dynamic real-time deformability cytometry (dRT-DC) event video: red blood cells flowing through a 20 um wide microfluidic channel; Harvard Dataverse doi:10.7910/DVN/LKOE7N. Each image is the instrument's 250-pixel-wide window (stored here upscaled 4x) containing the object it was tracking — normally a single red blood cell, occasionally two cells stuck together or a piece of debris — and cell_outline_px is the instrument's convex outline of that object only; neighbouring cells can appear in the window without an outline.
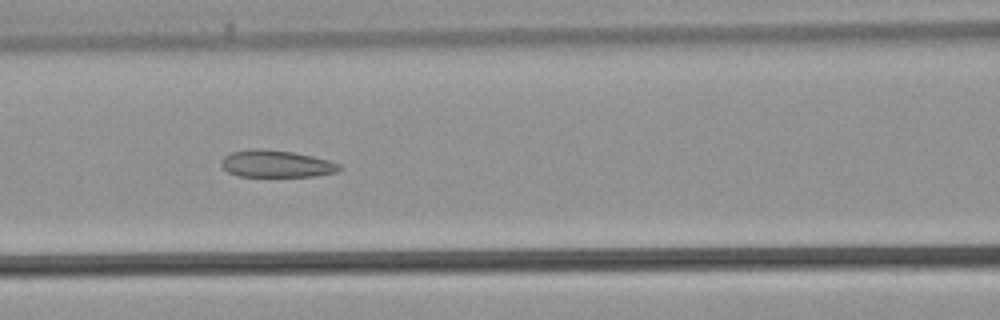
{"species": "common noctule bat (a hibernating species)", "species_latin": "Nyctalus noctula", "temperature_condition": "warm", "stored_images_in_passage": 35, "camera_frame_rate_fps": 3000, "um_per_image_px": 0.085, "animal": {"sex": "male", "body_mass_g": 21.5, "forearm_length_mm": 52.0}, "frame": {"image": 1, "passage_image": 10, "time_ms": 3.0, "image_size_px": [1000, 320], "cell_outline_px": [[344, 168], [336, 172], [312, 176], [240, 176], [228, 172], [220, 164], [220, 160], [224, 156], [232, 152], [252, 148], [260, 148], [292, 152], [312, 156], [328, 160], [340, 164]], "centroid_in_image_um": [23.47, 13.92], "position_along_channel_um": 143.1, "area_um2": 18.61}}
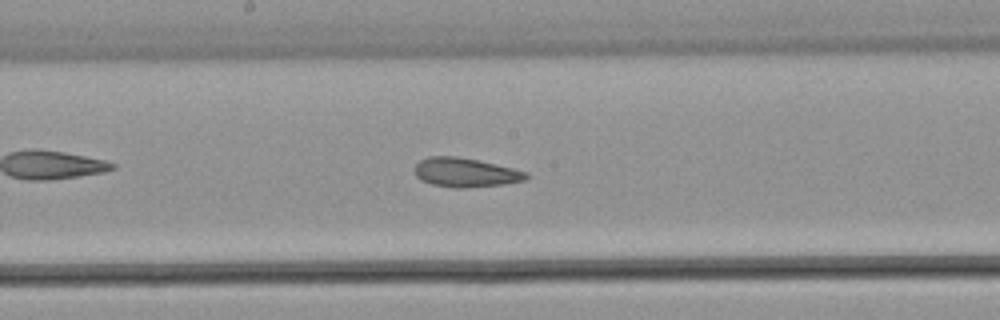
{"frame": {"image": 2, "passage_image": 14, "time_ms": 4.333, "image_size_px": [1000, 320], "cell_outline_px": [[528, 176], [524, 180], [504, 184], [464, 188], [452, 188], [432, 184], [420, 180], [416, 176], [416, 164], [420, 160], [428, 156], [456, 156], [496, 164], [528, 172]], "centroid_in_image_um": [39.55, 14.66], "position_along_channel_um": 208.7, "area_um2": 18.84}}
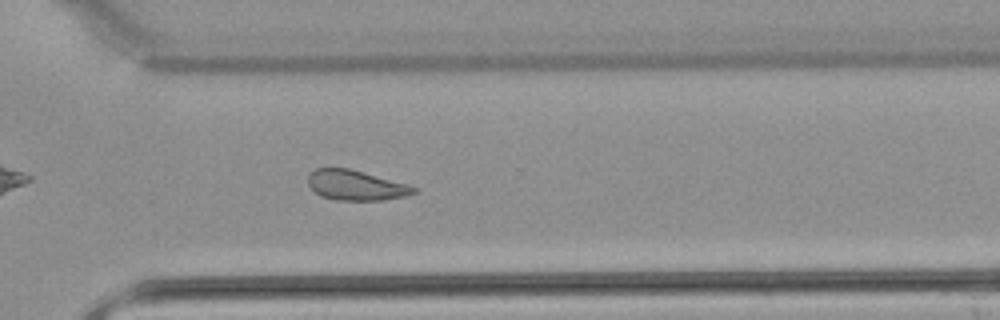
{"frame": {"image": 3, "passage_image": 22, "time_ms": 7.0, "image_size_px": [1000, 320], "cell_outline_px": [[416, 192], [408, 196], [380, 200], [336, 200], [320, 196], [308, 184], [308, 176], [316, 168], [348, 168], [408, 184], [416, 188]], "centroid_in_image_um": [30.25, 15.75], "position_along_channel_um": 340.3, "area_um2": 18.38}}